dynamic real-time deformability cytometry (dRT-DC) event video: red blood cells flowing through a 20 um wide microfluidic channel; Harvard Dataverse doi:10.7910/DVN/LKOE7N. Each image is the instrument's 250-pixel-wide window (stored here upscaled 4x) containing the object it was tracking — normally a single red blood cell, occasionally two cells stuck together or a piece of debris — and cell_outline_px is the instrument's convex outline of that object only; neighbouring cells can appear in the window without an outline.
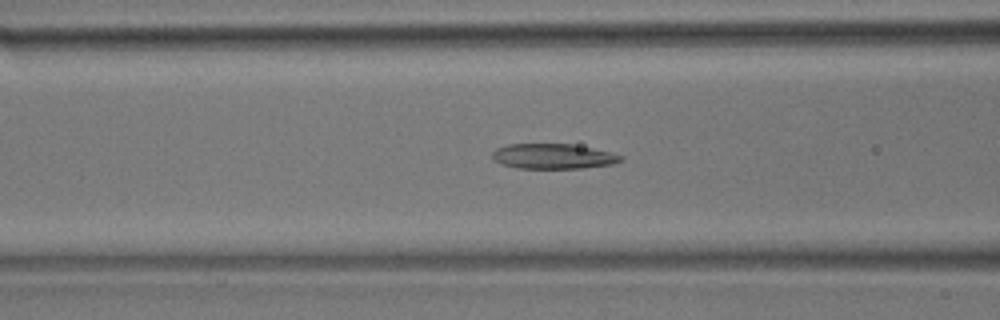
{"species": "common noctule bat (a hibernating species)", "species_latin": "Nyctalus noctula", "temperature_condition": "room temperature", "stored_images_in_passage": 43, "camera_frame_rate_fps": 3000, "um_per_image_px": 0.085, "animal": {"sex": "male", "body_mass_g": 17.9}, "frame": {"image": 1, "passage_image": 13, "time_ms": 4.0, "image_size_px": [1000, 320], "cell_outline_px": [[624, 160], [612, 164], [584, 168], [516, 168], [500, 164], [492, 160], [492, 152], [496, 148], [508, 144], [572, 144], [592, 148], [624, 156]], "centroid_in_image_um": [46.98, 13.29], "position_along_channel_um": 119.6, "area_um2": 18.9}}
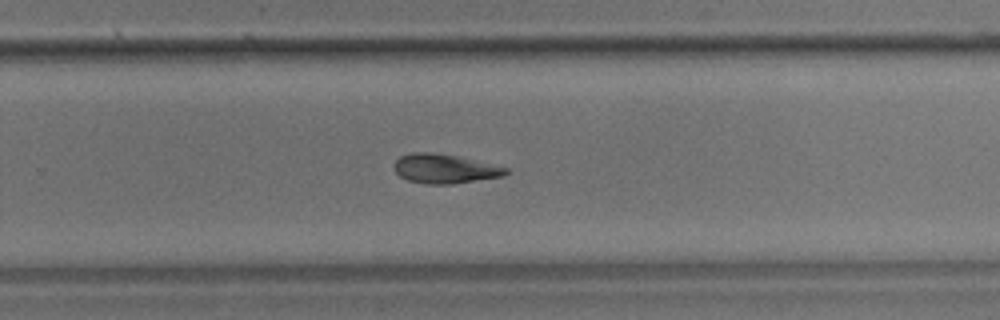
{"frame": {"image": 2, "passage_image": 26, "time_ms": 8.333, "image_size_px": [1000, 320], "cell_outline_px": [[508, 172], [504, 176], [452, 184], [424, 184], [408, 180], [400, 176], [396, 172], [392, 164], [400, 156], [412, 152], [432, 152], [456, 156], [508, 168]], "centroid_in_image_um": [37.75, 14.34], "position_along_channel_um": 292.0, "area_um2": 18.96}}
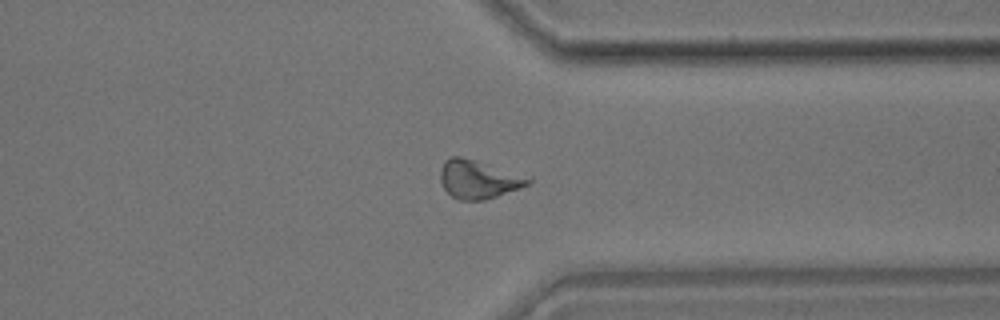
{"frame": {"image": 3, "passage_image": 32, "time_ms": 10.333, "image_size_px": [1000, 320], "cell_outline_px": [[532, 184], [484, 200], [456, 200], [444, 188], [440, 180], [440, 172], [444, 160], [452, 156], [460, 156], [532, 176]], "centroid_in_image_um": [40.71, 15.24], "position_along_channel_um": 370.7, "area_um2": 19.88}}